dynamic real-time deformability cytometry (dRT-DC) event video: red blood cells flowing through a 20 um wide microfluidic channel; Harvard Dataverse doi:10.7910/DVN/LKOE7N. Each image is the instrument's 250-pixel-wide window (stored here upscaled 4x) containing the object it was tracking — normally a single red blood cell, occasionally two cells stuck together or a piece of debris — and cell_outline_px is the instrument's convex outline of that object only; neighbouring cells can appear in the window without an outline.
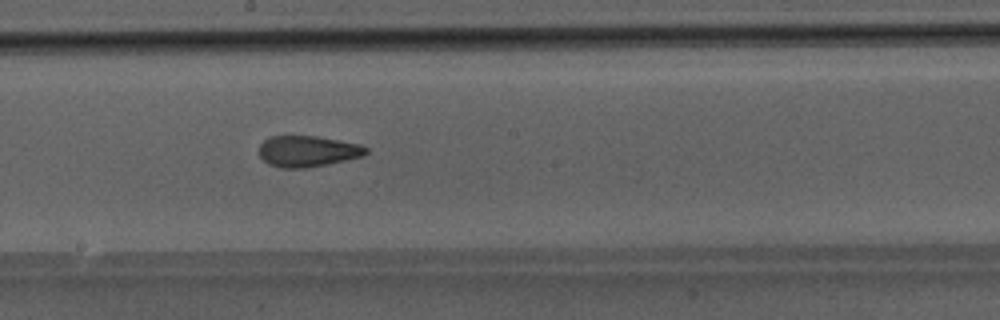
{"species": "Egyptian fruit bat (a non-hibernating species)", "species_latin": "Rousettus aegyptiacus", "temperature_condition": "room temperature", "stored_images_in_passage": 30, "camera_frame_rate_fps": 3000, "um_per_image_px": 0.085, "animal": {"sex": "male"}, "frame": {"image": 1, "passage_image": 13, "time_ms": 4.0, "image_size_px": [1000, 320], "cell_outline_px": [[368, 152], [364, 156], [308, 168], [280, 168], [268, 164], [260, 156], [260, 144], [268, 136], [316, 136], [360, 144], [368, 148]], "centroid_in_image_um": [26.15, 12.86], "position_along_channel_um": 222.1, "area_um2": 19.42}}